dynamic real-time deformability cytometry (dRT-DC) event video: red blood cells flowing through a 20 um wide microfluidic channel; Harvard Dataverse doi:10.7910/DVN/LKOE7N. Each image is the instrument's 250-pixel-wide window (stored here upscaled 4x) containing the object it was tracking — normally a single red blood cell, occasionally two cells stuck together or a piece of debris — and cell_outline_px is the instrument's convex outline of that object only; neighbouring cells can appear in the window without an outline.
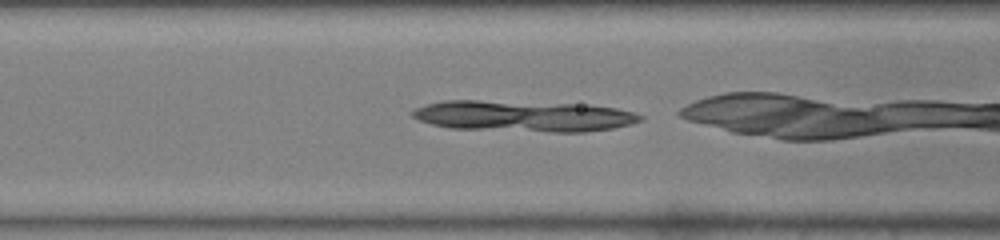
{"species": "common noctule bat (a hibernating species)", "species_latin": "Nyctalus noctula", "temperature_condition": "warm", "stored_images_in_passage": 22, "camera_frame_rate_fps": 3000, "um_per_image_px": 0.085, "animal": {"sex": "male", "body_mass_g": 19.0, "forearm_length_mm": 50.8}, "frame": {"image": 1, "passage_image": 3, "time_ms": 0.667, "image_size_px": [1000, 240], "cell_outline_px": [[644, 120], [632, 124], [612, 128], [584, 132], [552, 132], [452, 128], [432, 124], [420, 120], [412, 116], [412, 112], [416, 108], [428, 104], [444, 100], [476, 100], [588, 104], [616, 108], [636, 112], [644, 116]], "centroid_in_image_um": [44.59, 9.86], "position_along_channel_um": 122.0, "area_um2": 41.38}}
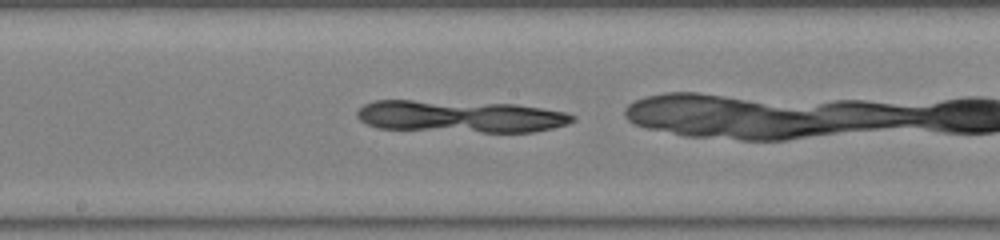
{"frame": {"image": 2, "passage_image": 9, "time_ms": 2.667, "image_size_px": [1000, 240], "cell_outline_px": [[576, 120], [568, 124], [552, 128], [532, 132], [484, 132], [376, 128], [360, 120], [356, 116], [356, 112], [364, 104], [376, 100], [412, 100], [516, 104], [564, 112], [576, 116]], "centroid_in_image_um": [39.12, 9.89], "position_along_channel_um": 209.1, "area_um2": 40.29}}